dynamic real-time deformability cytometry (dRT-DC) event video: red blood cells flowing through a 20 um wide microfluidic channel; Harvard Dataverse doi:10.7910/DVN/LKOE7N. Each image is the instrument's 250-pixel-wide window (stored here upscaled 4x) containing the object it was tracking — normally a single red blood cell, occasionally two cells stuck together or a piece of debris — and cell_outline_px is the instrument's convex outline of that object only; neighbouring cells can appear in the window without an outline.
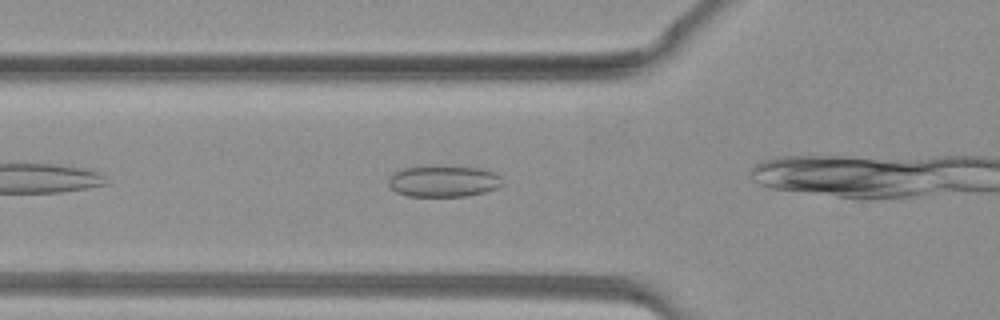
{"species": "common noctule bat (a hibernating species)", "species_latin": "Nyctalus noctula", "temperature_condition": "warm", "stored_images_in_passage": 12, "camera_frame_rate_fps": 3000, "um_per_image_px": 0.085, "animal": {"sex": "female", "body_mass_g": 19.3, "forearm_length_mm": 54.1}, "frame": {"image": 1, "passage_image": 4, "time_ms": 1.0, "image_size_px": [1000, 320], "cell_outline_px": [[504, 184], [496, 188], [484, 192], [468, 196], [408, 196], [396, 192], [388, 184], [388, 176], [392, 172], [404, 168], [480, 168], [492, 172], [500, 176]], "centroid_in_image_um": [37.68, 15.44], "position_along_channel_um": 88.1, "area_um2": 20.29}}